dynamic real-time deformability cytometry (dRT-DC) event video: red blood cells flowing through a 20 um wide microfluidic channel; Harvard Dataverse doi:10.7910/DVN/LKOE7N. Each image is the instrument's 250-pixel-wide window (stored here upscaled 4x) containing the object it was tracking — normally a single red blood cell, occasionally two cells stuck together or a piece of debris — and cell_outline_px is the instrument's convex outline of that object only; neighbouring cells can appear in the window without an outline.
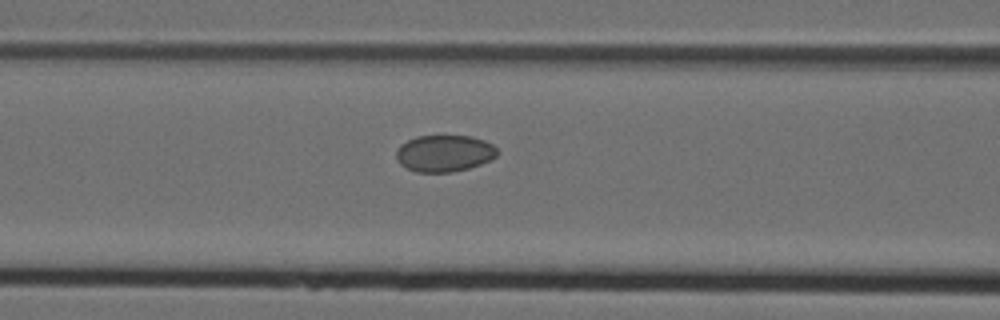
{"species": "Egyptian fruit bat (a non-hibernating species)", "species_latin": "Rousettus aegyptiacus", "temperature_condition": "cold", "stored_images_in_passage": 7, "camera_frame_rate_fps": 3000, "um_per_image_px": 0.085, "animal": {"sex": "female"}, "frame": {"image": 1, "passage_image": 7, "time_ms": 2.0, "image_size_px": [1000, 320], "cell_outline_px": [[496, 156], [480, 164], [468, 168], [452, 172], [416, 172], [400, 164], [396, 160], [396, 152], [400, 144], [416, 136], [472, 136], [484, 140], [492, 144], [496, 148]], "centroid_in_image_um": [37.73, 13.03], "position_along_channel_um": 128.9, "area_um2": 21.5}}